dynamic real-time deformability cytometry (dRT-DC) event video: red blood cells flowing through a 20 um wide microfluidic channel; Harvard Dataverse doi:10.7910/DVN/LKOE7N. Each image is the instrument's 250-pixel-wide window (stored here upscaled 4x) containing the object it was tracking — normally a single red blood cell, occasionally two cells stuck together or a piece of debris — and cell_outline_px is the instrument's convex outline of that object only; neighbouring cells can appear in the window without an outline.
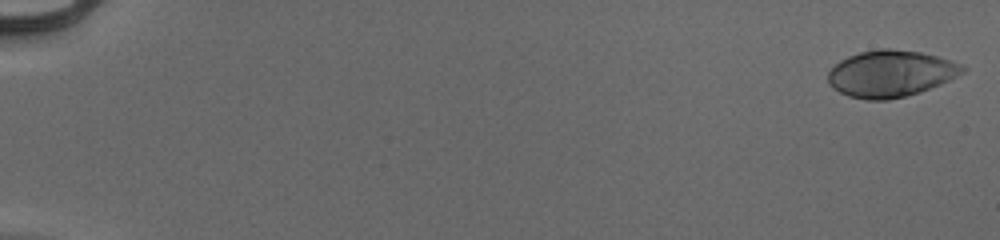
{"species": "human", "species_latin": "Homo sapiens", "temperature_condition": "cold", "stored_images_in_passage": 54, "camera_frame_rate_fps": 3000, "um_per_image_px": 0.085, "donor": {"sex": "male"}, "frame": {"image": 1, "passage_image": 1, "time_ms": 0.0, "image_size_px": [1000, 240], "cell_outline_px": [[968, 68], [964, 72], [940, 84], [920, 92], [888, 100], [864, 100], [848, 96], [832, 88], [828, 84], [828, 72], [840, 60], [848, 56], [860, 52], [880, 48], [892, 48], [920, 52], [952, 60], [964, 64]], "centroid_in_image_um": [75.71, 6.25], "position_along_channel_um": 9.3, "area_um2": 36.76}}
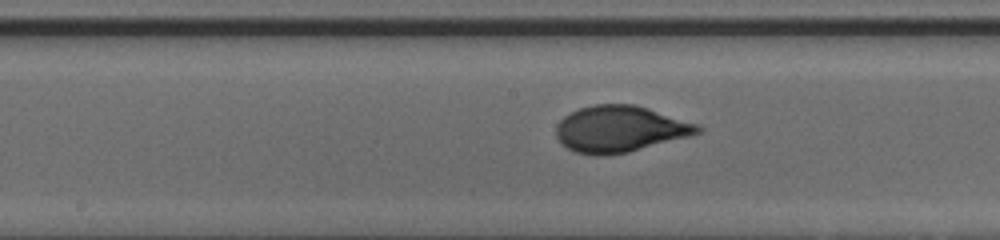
{"frame": {"image": 2, "passage_image": 30, "time_ms": 9.667, "image_size_px": [1000, 240], "cell_outline_px": [[704, 132], [692, 136], [628, 152], [600, 156], [596, 156], [576, 152], [560, 144], [556, 136], [556, 124], [564, 116], [580, 108], [596, 104], [636, 104], [700, 124], [704, 128]], "centroid_in_image_um": [52.75, 10.96], "position_along_channel_um": 195.5, "area_um2": 38.73}}
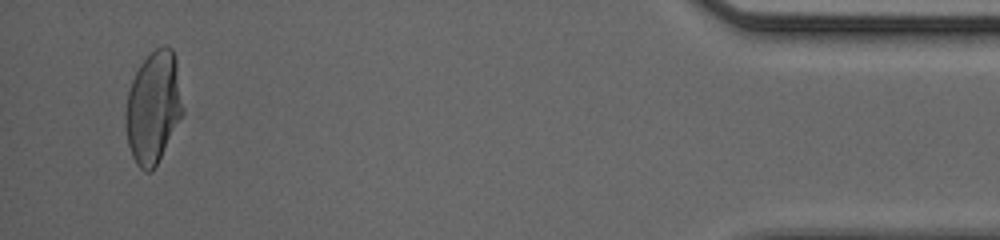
{"frame": {"image": 3, "passage_image": 52, "time_ms": 17.0, "image_size_px": [1000, 240], "cell_outline_px": [[184, 112], [152, 172], [144, 172], [136, 164], [132, 156], [128, 144], [124, 116], [124, 112], [128, 92], [132, 80], [140, 64], [156, 48], [164, 44], [172, 48], [176, 60], [184, 108]], "centroid_in_image_um": [13.03, 9.12], "position_along_channel_um": 422.2, "area_um2": 37.4}, "authors_computed_cell_mechanics": {"area_um2": 37.1943, "velocity_mm_per_s": 3.9692, "shape_relaxation_time_tau1_ms": 4.7621, "shape_relaxation_time_tau2_ms": null, "deformation_change_tau1": 0.2134, "deformation_change_tau2": null}}